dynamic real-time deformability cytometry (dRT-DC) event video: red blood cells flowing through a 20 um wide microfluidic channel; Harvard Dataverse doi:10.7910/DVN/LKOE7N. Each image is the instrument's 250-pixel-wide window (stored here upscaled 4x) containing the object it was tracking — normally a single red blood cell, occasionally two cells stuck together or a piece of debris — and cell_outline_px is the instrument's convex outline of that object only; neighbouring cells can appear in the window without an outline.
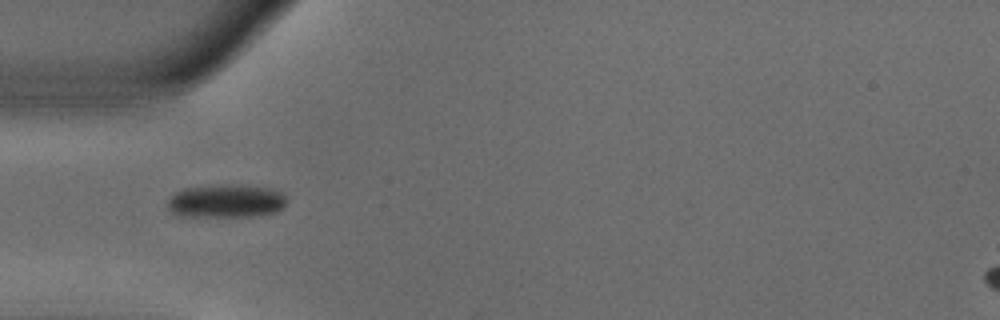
{"species": "common noctule bat (a hibernating species)", "species_latin": "Nyctalus noctula", "temperature_condition": "warm", "stored_images_in_passage": 38, "camera_frame_rate_fps": 3000, "um_per_image_px": 0.085, "animal": {"sex": "male", "body_mass_g": 18.8}, "frame": {"image": 1, "passage_image": 1, "time_ms": 0.0, "image_size_px": [1000, 320], "cell_outline_px": [[284, 208], [276, 212], [252, 216], [176, 216], [168, 208], [168, 200], [172, 192], [184, 188], [216, 184], [240, 184], [268, 188], [280, 192], [284, 196]], "centroid_in_image_um": [19.15, 17.07], "position_along_channel_um": 65.8, "area_um2": 23.35}}
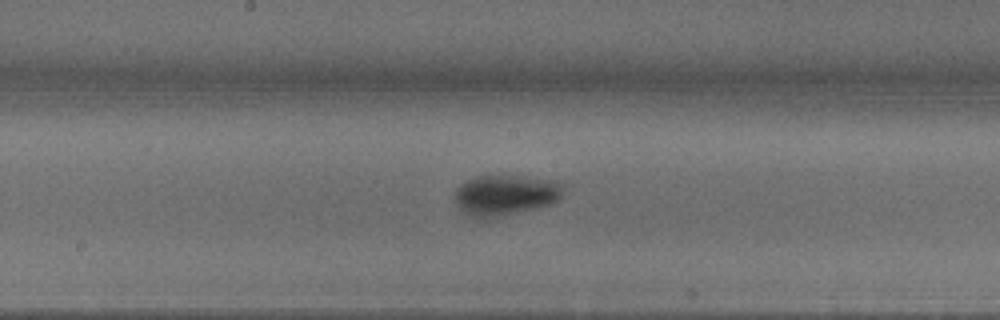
{"frame": {"image": 2, "passage_image": 12, "time_ms": 3.667, "image_size_px": [1000, 320], "cell_outline_px": [[560, 196], [556, 200], [548, 204], [516, 212], [492, 216], [476, 216], [464, 212], [460, 208], [456, 200], [456, 188], [460, 184], [476, 176], [520, 176], [556, 180], [560, 184]], "centroid_in_image_um": [42.93, 16.53], "position_along_channel_um": 205.3, "area_um2": 24.39}}
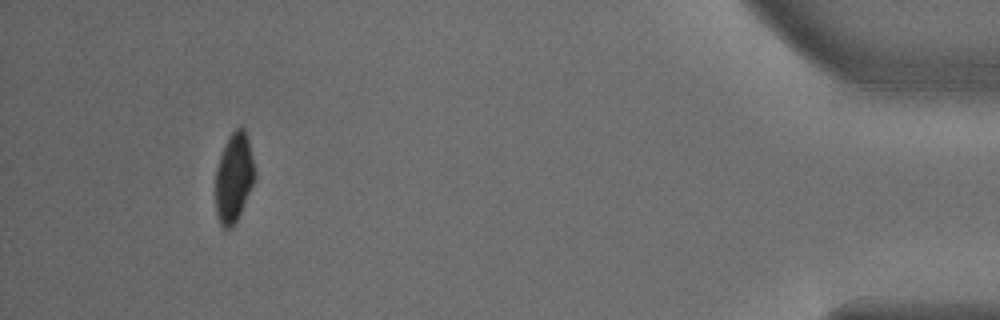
{"frame": {"image": 3, "passage_image": 34, "time_ms": 11.0, "image_size_px": [1000, 320], "cell_outline_px": [[256, 176], [240, 212], [232, 228], [224, 228], [220, 224], [216, 212], [216, 168], [224, 144], [228, 136], [240, 124], [244, 128], [248, 136], [256, 172]], "centroid_in_image_um": [19.89, 15.03], "position_along_channel_um": 415.3, "area_um2": 20.46}, "authors_computed_cell_mechanics": {"area_um2": 23.0044, "velocity_mm_per_s": 3.7879, "shape_relaxation_time_tau1_ms": 3.4091, "shape_relaxation_time_tau2_ms": null, "deformation_change_tau1": 0.1411, "deformation_change_tau2": null}}